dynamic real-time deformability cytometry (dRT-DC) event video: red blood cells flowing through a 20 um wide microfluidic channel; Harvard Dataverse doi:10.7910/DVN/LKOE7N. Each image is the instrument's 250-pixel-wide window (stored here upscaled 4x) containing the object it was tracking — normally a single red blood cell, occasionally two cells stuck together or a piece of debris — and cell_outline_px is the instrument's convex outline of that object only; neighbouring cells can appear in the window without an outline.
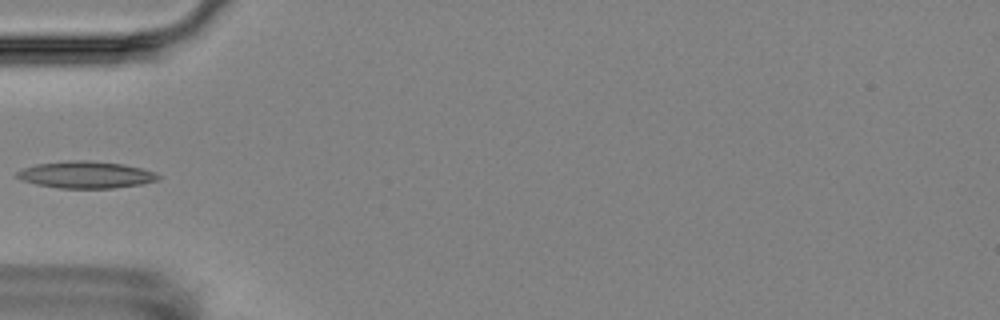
{"species": "Egyptian fruit bat (a non-hibernating species)", "species_latin": "Rousettus aegyptiacus", "temperature_condition": "room temperature", "stored_images_in_passage": 4, "camera_frame_rate_fps": 3000, "um_per_image_px": 0.085, "animal": {"sex": "female"}, "frame": {"image": 1, "passage_image": 3, "time_ms": 3.333, "image_size_px": [1000, 320], "cell_outline_px": [[160, 180], [140, 184], [112, 188], [60, 188], [36, 184], [24, 180], [16, 176], [16, 172], [24, 168], [36, 164], [68, 160], [84, 160], [124, 164], [140, 168], [152, 172], [160, 176]], "centroid_in_image_um": [7.29, 14.85], "position_along_channel_um": 77.7, "area_um2": 21.91}}